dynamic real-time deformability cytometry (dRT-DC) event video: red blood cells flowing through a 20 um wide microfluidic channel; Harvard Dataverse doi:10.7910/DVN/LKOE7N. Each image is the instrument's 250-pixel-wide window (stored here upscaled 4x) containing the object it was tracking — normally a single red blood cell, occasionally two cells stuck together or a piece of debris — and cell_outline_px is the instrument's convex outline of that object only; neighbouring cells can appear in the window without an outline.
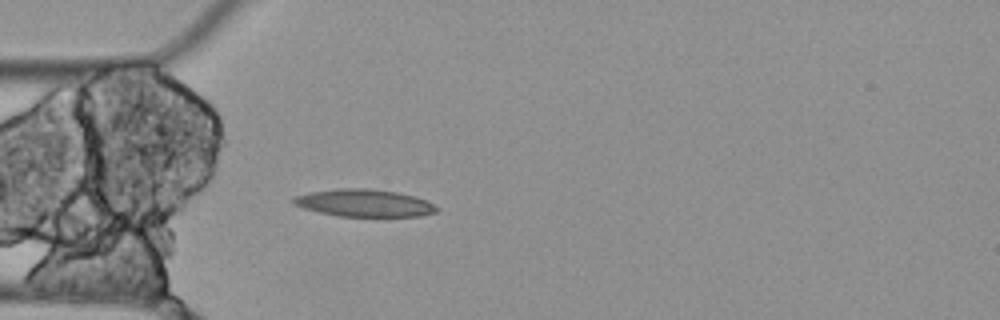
{"species": "Egyptian fruit bat (a non-hibernating species)", "species_latin": "Rousettus aegyptiacus", "temperature_condition": "cold", "stored_images_in_passage": 5, "camera_frame_rate_fps": 3000, "um_per_image_px": 0.085, "animal": {"sex": "female"}, "frame": {"image": 1, "passage_image": 5, "time_ms": 1.333, "image_size_px": [1000, 320], "cell_outline_px": [[440, 208], [436, 212], [420, 216], [340, 216], [320, 212], [304, 208], [292, 204], [292, 200], [296, 196], [308, 192], [340, 188], [368, 188], [396, 192], [416, 196]], "centroid_in_image_um": [30.96, 17.25], "position_along_channel_um": 54.0, "area_um2": 22.72}}